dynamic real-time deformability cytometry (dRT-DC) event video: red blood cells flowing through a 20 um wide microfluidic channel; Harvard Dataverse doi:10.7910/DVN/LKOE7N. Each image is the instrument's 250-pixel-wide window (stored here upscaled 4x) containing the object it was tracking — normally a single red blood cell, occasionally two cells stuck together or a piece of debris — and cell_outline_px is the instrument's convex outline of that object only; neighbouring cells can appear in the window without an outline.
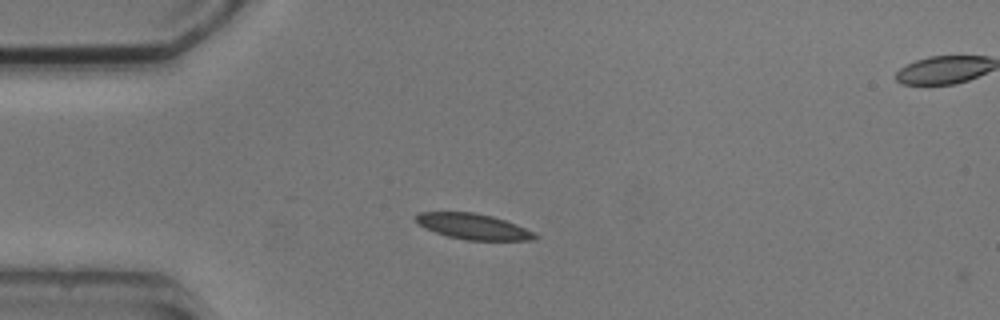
{"species": "common noctule bat (a hibernating species)", "species_latin": "Nyctalus noctula", "temperature_condition": "cold", "stored_images_in_passage": 6, "camera_frame_rate_fps": 3000, "um_per_image_px": 0.085, "animal": {"sex": "male", "body_mass_g": 20.5, "forearm_length_mm": 52.5}, "frame": {"image": 1, "passage_image": 1, "time_ms": 0.0, "image_size_px": [1000, 320], "cell_outline_px": [[540, 236], [536, 240], [464, 240], [448, 236], [424, 228], [412, 216], [420, 212], [476, 212], [492, 216], [516, 224]], "centroid_in_image_um": [40.21, 19.25], "position_along_channel_um": 44.8, "area_um2": 17.8}}